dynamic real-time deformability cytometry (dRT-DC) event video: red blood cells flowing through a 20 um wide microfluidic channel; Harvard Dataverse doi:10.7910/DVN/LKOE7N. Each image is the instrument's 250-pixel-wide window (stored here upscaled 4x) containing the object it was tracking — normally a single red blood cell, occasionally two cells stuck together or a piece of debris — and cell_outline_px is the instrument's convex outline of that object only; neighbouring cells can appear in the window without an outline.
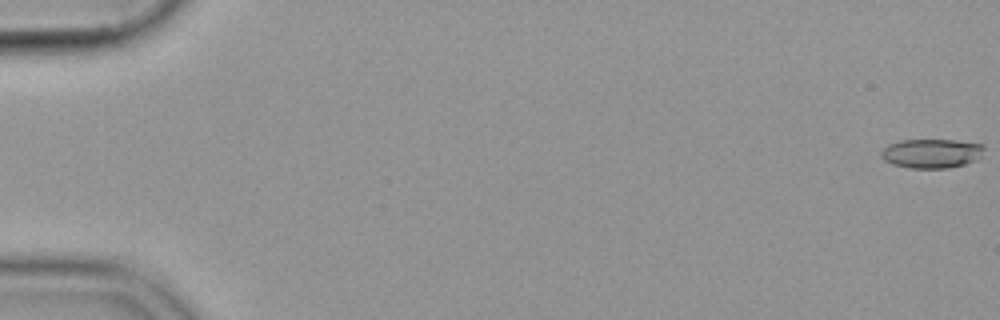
{"species": "common noctule bat (a hibernating species)", "species_latin": "Nyctalus noctula", "temperature_condition": "cold", "stored_images_in_passage": 56, "camera_frame_rate_fps": 3000, "um_per_image_px": 0.085, "animal": {"sex": "female", "body_mass_g": 19.9}, "frame": {"image": 1, "passage_image": 1, "time_ms": 0.0, "image_size_px": [1000, 320], "cell_outline_px": [[984, 148], [980, 156], [976, 160], [964, 164], [948, 168], [908, 168], [892, 164], [884, 160], [880, 156], [880, 152], [888, 144], [900, 140], [956, 140], [984, 144]], "centroid_in_image_um": [79.16, 13.04], "position_along_channel_um": 5.8, "area_um2": 17.63}}
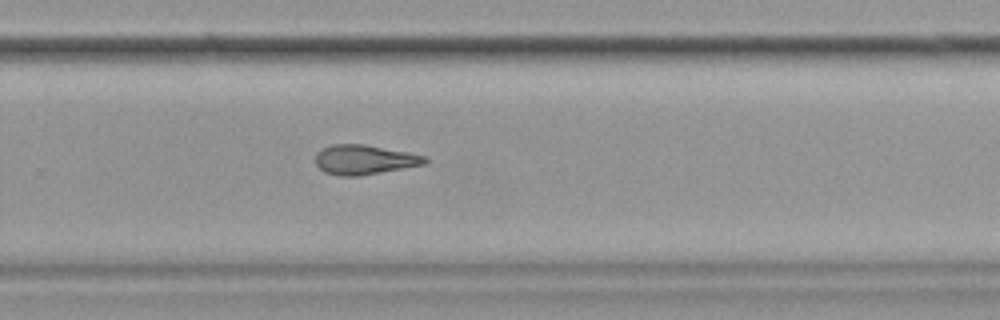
{"frame": {"image": 2, "passage_image": 38, "time_ms": 12.333, "image_size_px": [1000, 320], "cell_outline_px": [[428, 160], [424, 164], [356, 176], [340, 176], [324, 172], [316, 164], [316, 152], [320, 148], [332, 144], [364, 144], [408, 152], [428, 156]], "centroid_in_image_um": [30.94, 13.55], "position_along_channel_um": 298.9, "area_um2": 18.79}}
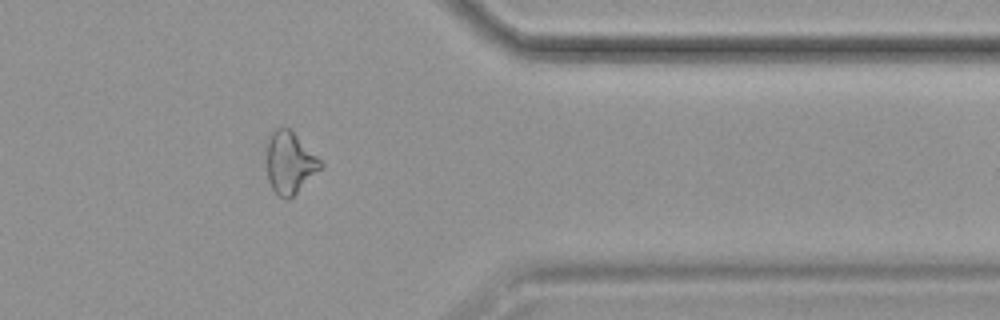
{"frame": {"image": 3, "passage_image": 46, "time_ms": 15.0, "image_size_px": [1000, 320], "cell_outline_px": [[324, 164], [288, 200], [284, 200], [272, 188], [268, 180], [264, 140], [276, 128], [288, 128]], "centroid_in_image_um": [24.54, 13.81], "position_along_channel_um": 386.9, "area_um2": 19.19}}